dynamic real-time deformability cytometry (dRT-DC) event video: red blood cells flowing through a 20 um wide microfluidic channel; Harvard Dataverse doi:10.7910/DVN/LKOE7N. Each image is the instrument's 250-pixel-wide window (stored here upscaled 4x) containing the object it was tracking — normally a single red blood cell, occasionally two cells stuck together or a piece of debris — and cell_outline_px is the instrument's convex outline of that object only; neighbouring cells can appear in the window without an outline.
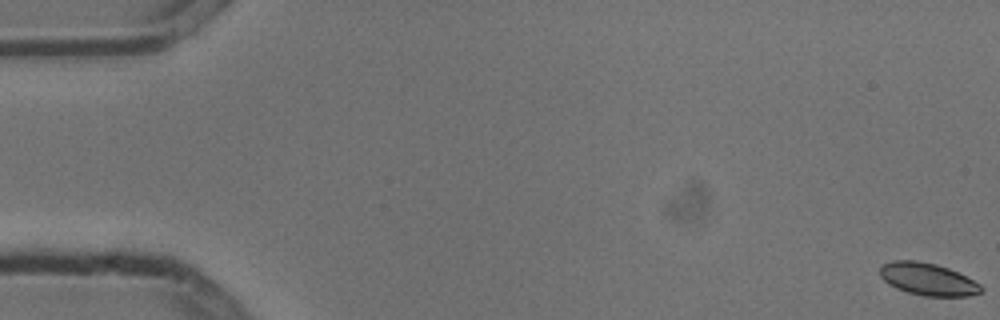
{"species": "common noctule bat (a hibernating species)", "species_latin": "Nyctalus noctula", "temperature_condition": "cold", "stored_images_in_passage": 6, "camera_frame_rate_fps": 3000, "um_per_image_px": 0.085, "animal": {"sex": "male", "body_mass_g": 13.3}, "frame": {"image": 1, "passage_image": 1, "time_ms": 0.0, "image_size_px": [1000, 320], "cell_outline_px": [[984, 292], [968, 296], [924, 296], [908, 292], [896, 288], [888, 284], [880, 276], [880, 268], [884, 264], [892, 260], [916, 260], [936, 264], [948, 268], [980, 284], [984, 288]], "centroid_in_image_um": [78.87, 23.73], "position_along_channel_um": 6.1, "area_um2": 19.02}}
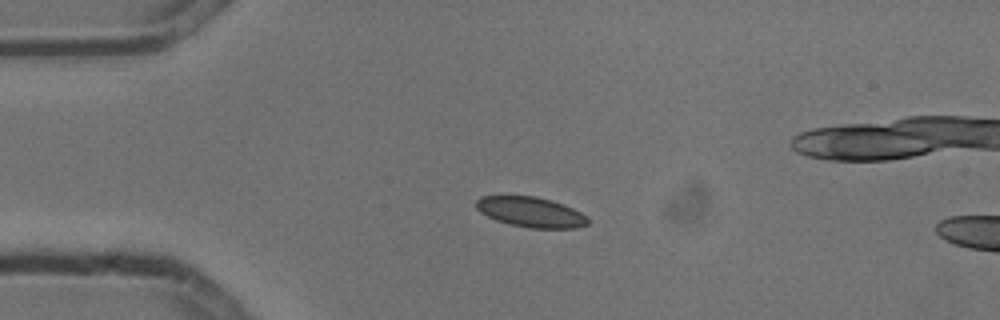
{"frame": {"image": 2, "passage_image": 4, "time_ms": 1.0, "image_size_px": [1000, 320], "cell_outline_px": [[588, 224], [576, 228], [528, 228], [496, 220], [480, 212], [476, 208], [476, 200], [480, 196], [536, 196], [552, 200], [564, 204], [588, 216]], "centroid_in_image_um": [45.13, 18.02], "position_along_channel_um": 39.9, "area_um2": 19.65}}